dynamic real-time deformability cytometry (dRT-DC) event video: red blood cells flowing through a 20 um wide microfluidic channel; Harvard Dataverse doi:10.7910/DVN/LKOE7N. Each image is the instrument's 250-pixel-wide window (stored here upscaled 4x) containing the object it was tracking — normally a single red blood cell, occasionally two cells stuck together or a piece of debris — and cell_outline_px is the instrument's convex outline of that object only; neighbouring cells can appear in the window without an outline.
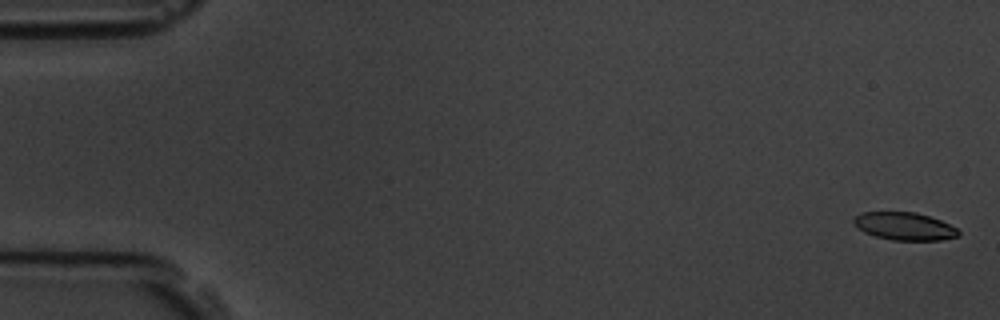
{"species": "common noctule bat (a hibernating species)", "species_latin": "Nyctalus noctula", "temperature_condition": "room temperature", "stored_images_in_passage": 5, "camera_frame_rate_fps": 3000, "um_per_image_px": 0.085, "animal": {"sex": "male", "body_mass_g": 19.5, "forearm_length_mm": 54.6}, "frame": {"image": 1, "passage_image": 1, "time_ms": 0.0, "image_size_px": [1000, 320], "cell_outline_px": [[960, 236], [940, 240], [892, 240], [876, 236], [864, 232], [856, 228], [852, 224], [852, 216], [860, 212], [916, 212], [940, 220], [956, 228], [960, 232]], "centroid_in_image_um": [76.81, 19.22], "position_along_channel_um": 8.2, "area_um2": 17.11}}
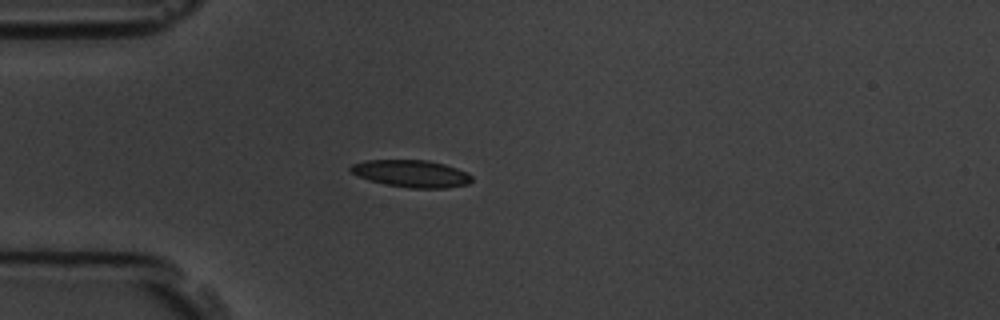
{"frame": {"image": 2, "passage_image": 5, "time_ms": 4.667, "image_size_px": [1000, 320], "cell_outline_px": [[472, 180], [468, 184], [448, 188], [408, 188], [368, 180], [352, 172], [348, 168], [352, 164], [364, 160], [428, 160], [444, 164], [468, 172], [472, 176]], "centroid_in_image_um": [34.99, 14.75], "position_along_channel_um": 50.0, "area_um2": 19.19}}